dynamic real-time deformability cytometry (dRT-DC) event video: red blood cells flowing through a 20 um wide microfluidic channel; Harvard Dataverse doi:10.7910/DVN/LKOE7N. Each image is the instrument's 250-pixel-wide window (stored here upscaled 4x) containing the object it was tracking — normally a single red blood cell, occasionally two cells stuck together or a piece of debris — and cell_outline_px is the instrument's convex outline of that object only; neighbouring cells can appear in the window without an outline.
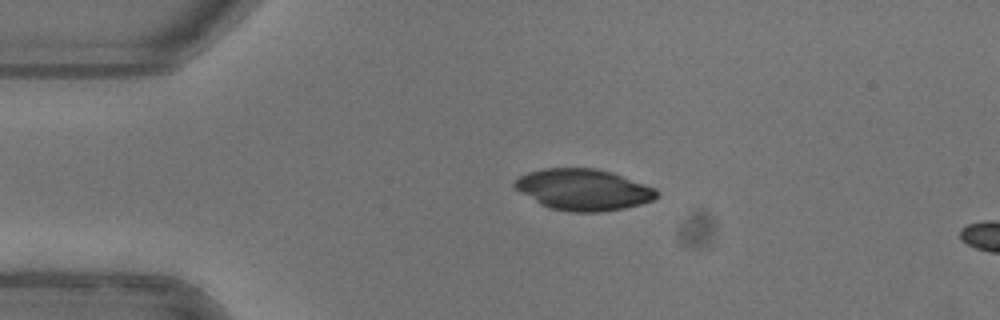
{"species": "common noctule bat (a hibernating species)", "species_latin": "Nyctalus noctula", "temperature_condition": "warm", "stored_images_in_passage": 5, "camera_frame_rate_fps": 3000, "um_per_image_px": 0.085, "animal": {"sex": "female"}, "frame": {"image": 1, "passage_image": 1, "time_ms": 0.0, "image_size_px": [1000, 320], "cell_outline_px": [[660, 196], [652, 200], [640, 204], [624, 208], [600, 212], [572, 212], [552, 208], [540, 204], [520, 192], [512, 184], [512, 180], [528, 172], [544, 168], [596, 168], [612, 172], [656, 188], [660, 192]], "centroid_in_image_um": [49.59, 16.11], "position_along_channel_um": 35.4, "area_um2": 34.28}}